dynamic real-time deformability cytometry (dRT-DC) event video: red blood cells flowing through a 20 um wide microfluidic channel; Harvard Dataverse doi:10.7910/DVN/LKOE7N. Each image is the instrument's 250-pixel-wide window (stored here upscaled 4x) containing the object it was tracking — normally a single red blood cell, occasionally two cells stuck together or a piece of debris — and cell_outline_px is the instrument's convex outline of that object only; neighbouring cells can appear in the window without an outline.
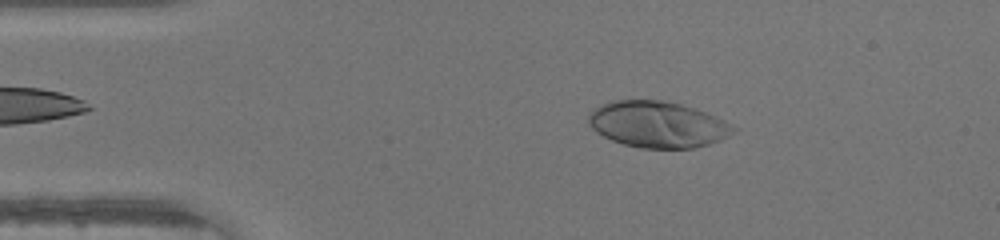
{"species": "human", "species_latin": "Homo sapiens", "temperature_condition": "warm", "stored_images_in_passage": 45, "camera_frame_rate_fps": 3000, "um_per_image_px": 0.085, "donor": {"sex": "male"}, "frame": {"image": 1, "passage_image": 7, "time_ms": 2.0, "image_size_px": [1000, 240], "cell_outline_px": [[740, 128], [728, 136], [720, 140], [708, 144], [692, 148], [640, 148], [624, 144], [612, 140], [596, 132], [588, 124], [588, 116], [592, 108], [612, 100], [660, 100], [680, 104], [704, 112]], "centroid_in_image_um": [55.87, 10.58], "position_along_channel_um": 29.1, "area_um2": 38.9}}
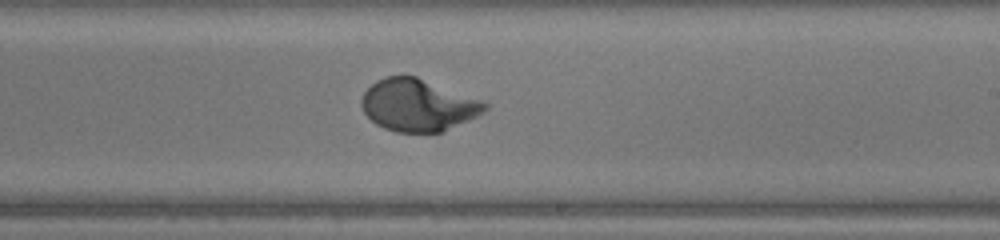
{"frame": {"image": 2, "passage_image": 26, "time_ms": 8.333, "image_size_px": [1000, 240], "cell_outline_px": [[488, 108], [484, 112], [444, 132], [396, 132], [384, 128], [376, 124], [364, 112], [360, 104], [360, 100], [364, 92], [376, 80], [384, 76], [416, 76], [484, 100], [488, 104]], "centroid_in_image_um": [35.54, 8.93], "position_along_channel_um": 253.5, "area_um2": 37.63}}
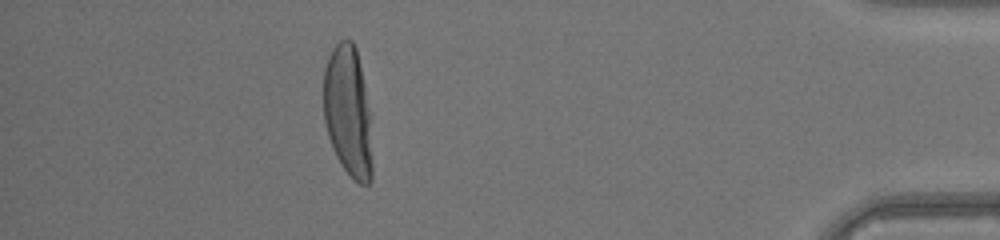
{"frame": {"image": 3, "passage_image": 40, "time_ms": 13.0, "image_size_px": [1000, 240], "cell_outline_px": [[372, 180], [368, 184], [360, 184], [352, 180], [340, 164], [332, 148], [328, 136], [324, 120], [324, 68], [328, 56], [332, 48], [340, 40], [352, 40], [356, 48], [364, 84], [368, 108], [372, 160]], "centroid_in_image_um": [29.56, 9.52], "position_along_channel_um": 405.6, "area_um2": 37.11}}